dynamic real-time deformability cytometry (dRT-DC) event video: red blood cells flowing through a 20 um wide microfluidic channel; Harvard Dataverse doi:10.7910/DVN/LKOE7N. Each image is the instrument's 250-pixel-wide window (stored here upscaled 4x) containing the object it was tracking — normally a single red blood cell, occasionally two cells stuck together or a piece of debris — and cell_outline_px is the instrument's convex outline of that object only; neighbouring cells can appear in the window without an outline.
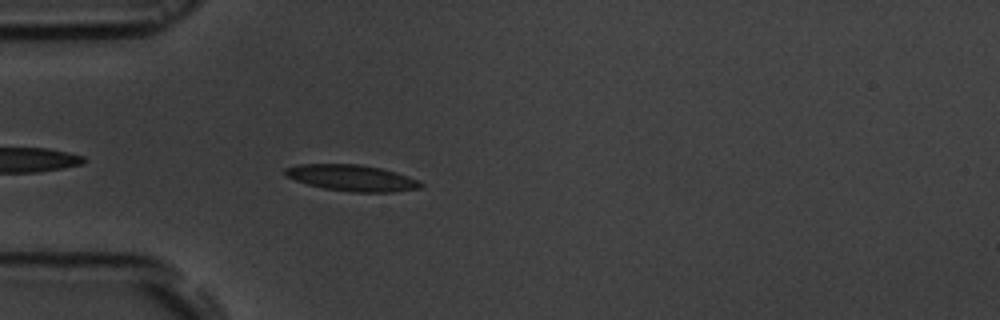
{"species": "common noctule bat (a hibernating species)", "species_latin": "Nyctalus noctula", "temperature_condition": "room temperature", "stored_images_in_passage": 42, "camera_frame_rate_fps": 3000, "um_per_image_px": 0.085, "animal": {"sex": "male", "body_mass_g": 19.5, "forearm_length_mm": 54.6}, "frame": {"image": 1, "passage_image": 3, "time_ms": 0.667, "image_size_px": [1000, 320], "cell_outline_px": [[424, 184], [420, 188], [392, 192], [352, 192], [324, 188], [308, 184], [284, 176], [284, 168], [296, 164], [360, 164], [380, 168], [396, 172], [416, 180]], "centroid_in_image_um": [29.86, 15.11], "position_along_channel_um": 55.1, "area_um2": 20.63}}
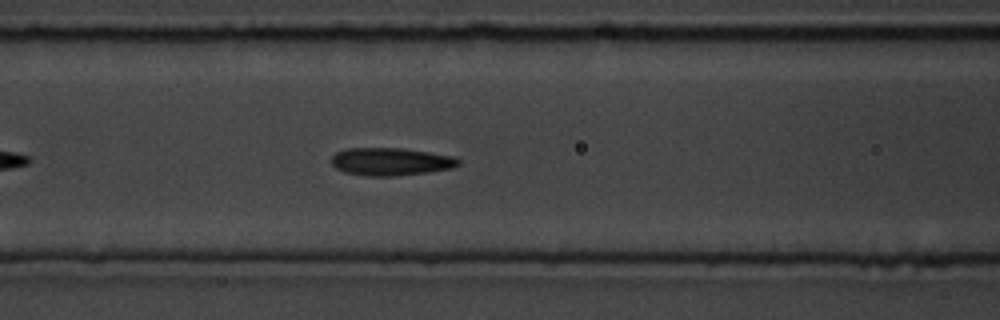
{"frame": {"image": 2, "passage_image": 10, "time_ms": 3.0, "image_size_px": [1000, 320], "cell_outline_px": [[460, 164], [452, 168], [428, 172], [396, 176], [368, 176], [344, 172], [336, 168], [332, 164], [332, 156], [336, 152], [348, 148], [400, 148], [456, 156], [460, 160]], "centroid_in_image_um": [33.23, 13.74], "position_along_channel_um": 133.4, "area_um2": 20.58}}
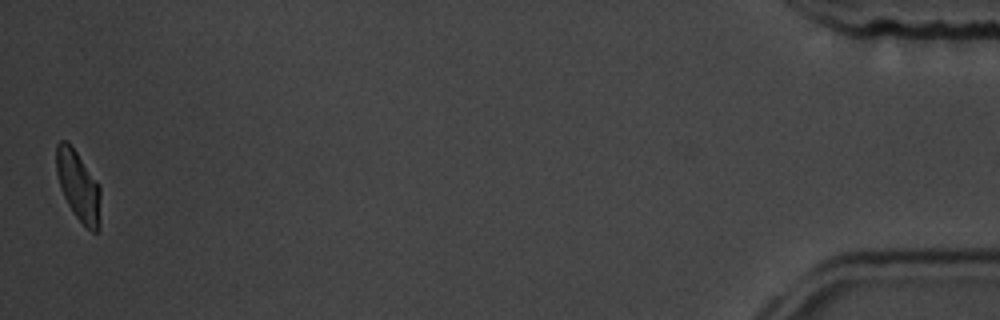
{"frame": {"image": 3, "passage_image": 42, "time_ms": 13.667, "image_size_px": [1000, 320], "cell_outline_px": [[100, 228], [96, 232], [92, 232], [72, 212], [60, 188], [56, 172], [56, 144], [60, 140], [68, 140], [100, 184]], "centroid_in_image_um": [6.66, 15.77], "position_along_channel_um": 428.5, "area_um2": 18.32}, "authors_computed_cell_mechanics": {"area_um2": 20.0855, "velocity_mm_per_s": 3.6481, "shape_relaxation_time_tau1_ms": 5.1126, "shape_relaxation_time_tau2_ms": 1.3222, "deformation_change_tau1": 0.1235, "deformation_change_tau2": 0.0675}}